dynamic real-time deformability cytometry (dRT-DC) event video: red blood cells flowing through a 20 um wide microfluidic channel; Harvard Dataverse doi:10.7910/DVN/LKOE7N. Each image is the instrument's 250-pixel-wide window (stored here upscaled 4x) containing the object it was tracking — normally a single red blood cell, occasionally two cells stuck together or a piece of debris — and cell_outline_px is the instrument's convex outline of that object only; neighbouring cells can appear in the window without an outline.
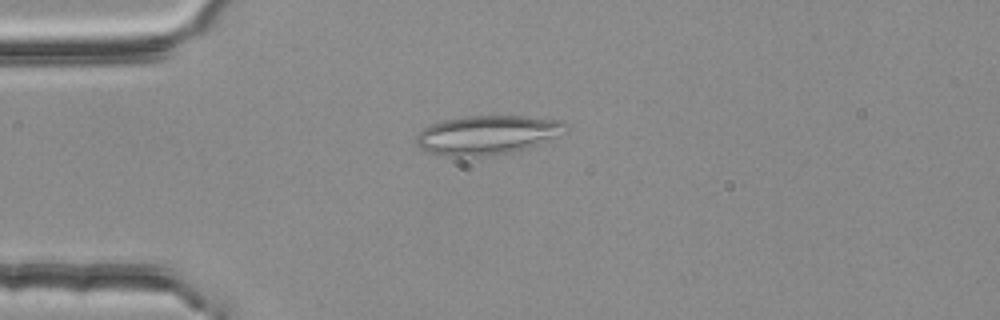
{"species": "common noctule bat (a hibernating species)", "species_latin": "Nyctalus noctula", "temperature_condition": "room temperature", "stored_images_in_passage": 3, "camera_frame_rate_fps": 3000, "um_per_image_px": 0.085, "animal": {"sex": "female", "body_mass_g": 25.1}, "frame": {"image": 1, "passage_image": 3, "time_ms": 0.667, "image_size_px": [1000, 320], "cell_outline_px": [[572, 128], [568, 132], [540, 144], [512, 152], [488, 156], [448, 156], [428, 152], [420, 148], [416, 144], [416, 136], [424, 128], [432, 124], [444, 120], [468, 116], [524, 116], [560, 120], [568, 124]], "centroid_in_image_um": [41.49, 11.47], "position_along_channel_um": 43.5, "area_um2": 34.28}}